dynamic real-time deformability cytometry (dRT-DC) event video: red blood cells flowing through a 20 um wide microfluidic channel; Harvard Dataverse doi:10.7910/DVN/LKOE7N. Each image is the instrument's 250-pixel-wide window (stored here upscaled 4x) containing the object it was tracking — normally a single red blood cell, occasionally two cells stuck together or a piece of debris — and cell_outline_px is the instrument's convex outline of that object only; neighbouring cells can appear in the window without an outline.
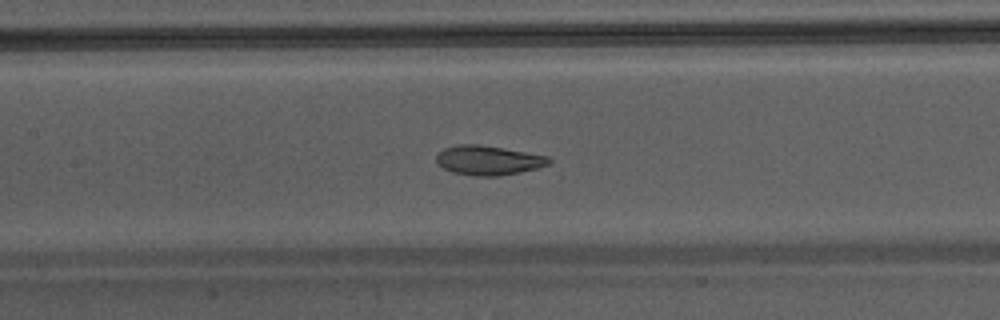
{"species": "Egyptian fruit bat (a non-hibernating species)", "species_latin": "Rousettus aegyptiacus", "temperature_condition": "warm", "stored_images_in_passage": 51, "camera_frame_rate_fps": 3000, "um_per_image_px": 0.085, "animal": {"sex": "male"}, "frame": {"image": 1, "passage_image": 26, "time_ms": 8.333, "image_size_px": [1000, 320], "cell_outline_px": [[552, 160], [548, 164], [536, 168], [520, 172], [500, 176], [476, 176], [452, 172], [436, 164], [436, 156], [444, 148], [460, 144], [476, 144], [504, 148], [548, 156]], "centroid_in_image_um": [41.49, 13.63], "position_along_channel_um": 165.9, "area_um2": 19.25}}
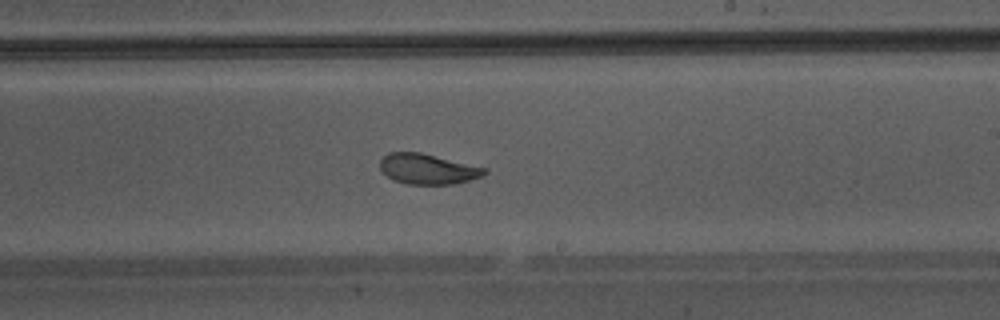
{"frame": {"image": 2, "passage_image": 32, "time_ms": 10.333, "image_size_px": [1000, 320], "cell_outline_px": [[488, 172], [480, 176], [468, 180], [452, 184], [408, 184], [392, 180], [380, 168], [380, 160], [388, 152], [420, 152], [488, 168]], "centroid_in_image_um": [36.35, 14.35], "position_along_channel_um": 252.7, "area_um2": 18.38}}
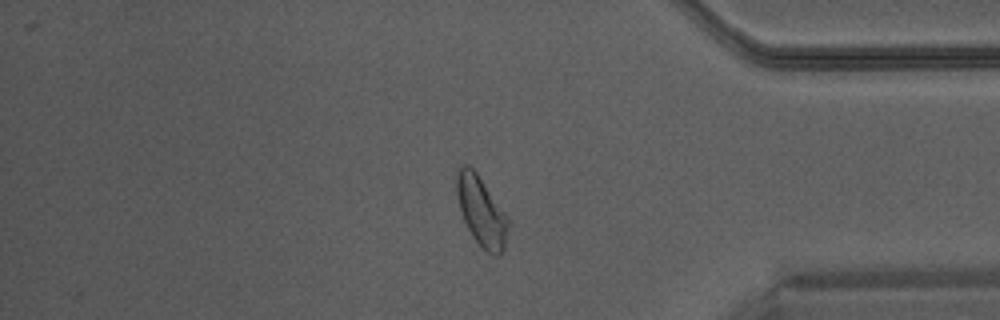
{"frame": {"image": 3, "passage_image": 43, "time_ms": 14.0, "image_size_px": [1000, 320], "cell_outline_px": [[508, 228], [504, 248], [500, 256], [496, 256], [488, 252], [472, 236], [464, 220], [460, 208], [456, 192], [456, 176], [460, 168], [464, 164], [468, 164], [476, 172], [508, 216]], "centroid_in_image_um": [40.92, 17.95], "position_along_channel_um": 394.3, "area_um2": 20.52}}